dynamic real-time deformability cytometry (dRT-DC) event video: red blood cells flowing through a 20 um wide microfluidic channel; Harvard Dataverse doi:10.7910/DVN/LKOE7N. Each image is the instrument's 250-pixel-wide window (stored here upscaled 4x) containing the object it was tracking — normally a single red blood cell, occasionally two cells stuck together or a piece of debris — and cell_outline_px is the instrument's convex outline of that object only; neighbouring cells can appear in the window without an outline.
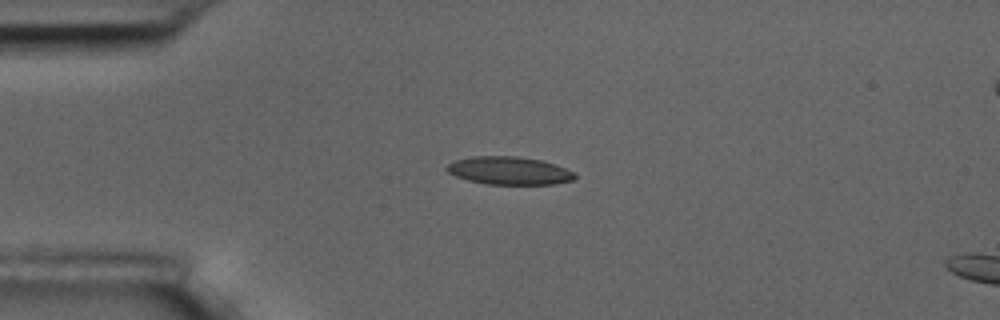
{"species": "common noctule bat (a hibernating species)", "species_latin": "Nyctalus noctula", "temperature_condition": "room temperature", "stored_images_in_passage": 4, "camera_frame_rate_fps": 3000, "um_per_image_px": 0.085, "animal": {"sex": "male", "body_mass_g": 17.5, "forearm_length_mm": 52.3}, "frame": {"image": 1, "passage_image": 2, "time_ms": 1.333, "image_size_px": [1000, 320], "cell_outline_px": [[576, 176], [572, 180], [556, 184], [488, 184], [468, 180], [456, 176], [448, 172], [444, 168], [448, 164], [456, 160], [472, 156], [516, 156], [540, 160], [556, 164], [572, 172]], "centroid_in_image_um": [43.26, 14.5], "position_along_channel_um": 41.7, "area_um2": 20.69}}